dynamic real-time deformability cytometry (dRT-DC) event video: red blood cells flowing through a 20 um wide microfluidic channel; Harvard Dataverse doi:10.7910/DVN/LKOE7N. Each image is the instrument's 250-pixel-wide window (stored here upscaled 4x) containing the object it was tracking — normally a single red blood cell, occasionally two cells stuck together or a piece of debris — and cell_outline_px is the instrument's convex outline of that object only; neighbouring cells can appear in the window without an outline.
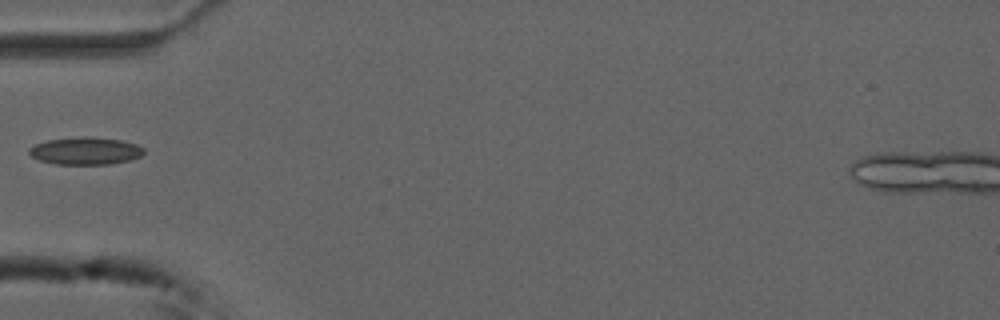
{"species": "common noctule bat (a hibernating species)", "species_latin": "Nyctalus noctula", "temperature_condition": "cold", "stored_images_in_passage": 34, "camera_frame_rate_fps": 3000, "um_per_image_px": 0.085, "animal": {"sex": "male", "forearm_length_mm": 52.5}, "frame": {"image": 1, "passage_image": 1, "time_ms": 0.0, "image_size_px": [1000, 320], "cell_outline_px": [[144, 152], [140, 156], [128, 160], [108, 164], [56, 164], [40, 160], [32, 156], [28, 152], [28, 148], [36, 144], [48, 140], [84, 136], [120, 140], [136, 144], [144, 148]], "centroid_in_image_um": [7.25, 12.82], "position_along_channel_um": 77.8, "area_um2": 18.09}}
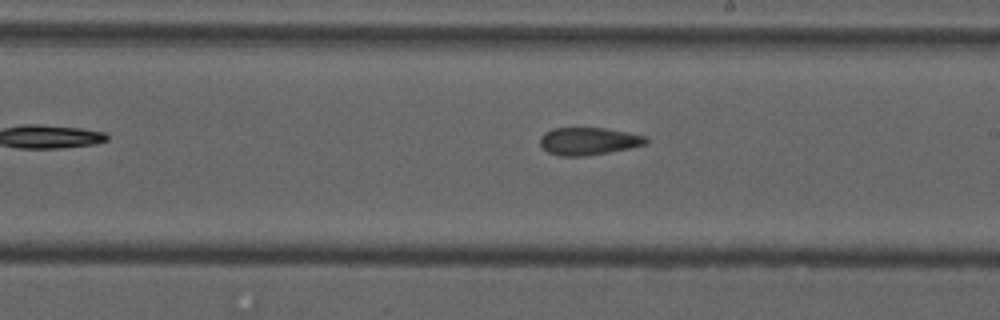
{"frame": {"image": 2, "passage_image": 14, "time_ms": 4.333, "image_size_px": [1000, 320], "cell_outline_px": [[648, 140], [644, 144], [628, 148], [608, 152], [584, 156], [560, 156], [548, 152], [540, 144], [540, 136], [544, 132], [552, 128], [604, 128], [644, 136]], "centroid_in_image_um": [49.95, 12.0], "position_along_channel_um": 239.1, "area_um2": 16.7}}
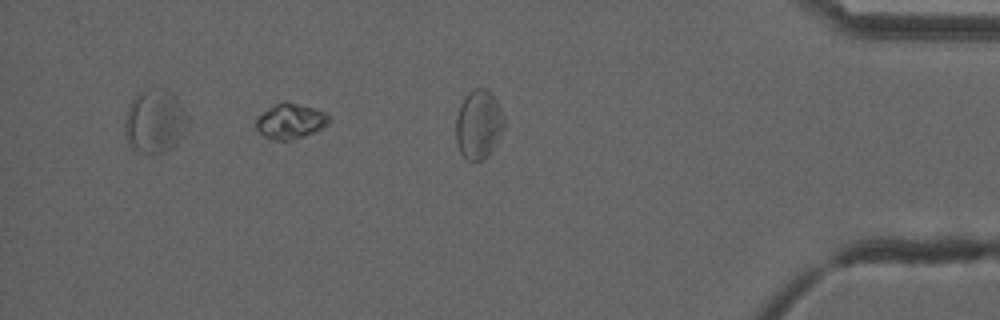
{"frame": {"image": 3, "passage_image": 29, "time_ms": 9.333, "image_size_px": [1000, 320], "cell_outline_px": [[328, 124], [304, 136], [292, 140], [276, 140], [264, 136], [256, 128], [256, 120], [268, 108], [284, 100], [328, 112]], "centroid_in_image_um": [24.69, 10.29], "position_along_channel_um": 410.5, "area_um2": 14.68}}